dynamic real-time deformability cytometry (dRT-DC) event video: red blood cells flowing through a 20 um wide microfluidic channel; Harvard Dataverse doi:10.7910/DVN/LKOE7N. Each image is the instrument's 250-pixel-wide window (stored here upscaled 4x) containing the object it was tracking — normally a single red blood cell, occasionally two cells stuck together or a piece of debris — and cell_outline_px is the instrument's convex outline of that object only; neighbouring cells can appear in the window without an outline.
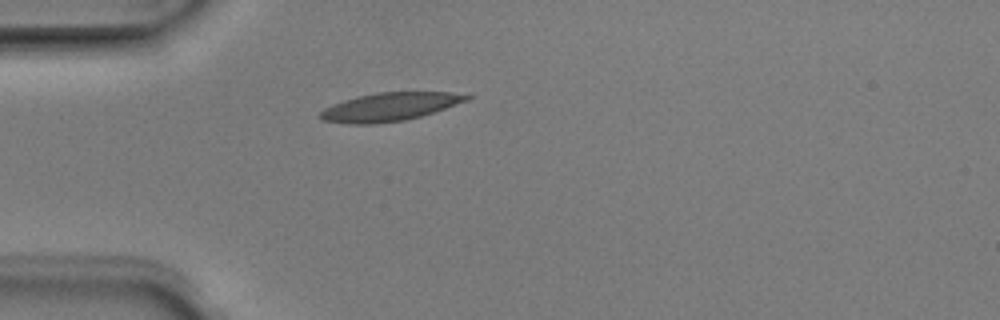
{"species": "Egyptian fruit bat (a non-hibernating species)", "species_latin": "Rousettus aegyptiacus", "temperature_condition": "room temperature", "stored_images_in_passage": 5, "camera_frame_rate_fps": 3000, "um_per_image_px": 0.085, "animal": {"sex": "male"}, "frame": {"image": 1, "passage_image": 5, "time_ms": 1.333, "image_size_px": [1000, 320], "cell_outline_px": [[472, 96], [468, 100], [420, 116], [404, 120], [372, 124], [348, 124], [324, 120], [316, 116], [324, 108], [332, 104], [356, 96], [376, 92], [452, 92]], "centroid_in_image_um": [33.06, 9.08], "position_along_channel_um": 51.9, "area_um2": 23.99}}